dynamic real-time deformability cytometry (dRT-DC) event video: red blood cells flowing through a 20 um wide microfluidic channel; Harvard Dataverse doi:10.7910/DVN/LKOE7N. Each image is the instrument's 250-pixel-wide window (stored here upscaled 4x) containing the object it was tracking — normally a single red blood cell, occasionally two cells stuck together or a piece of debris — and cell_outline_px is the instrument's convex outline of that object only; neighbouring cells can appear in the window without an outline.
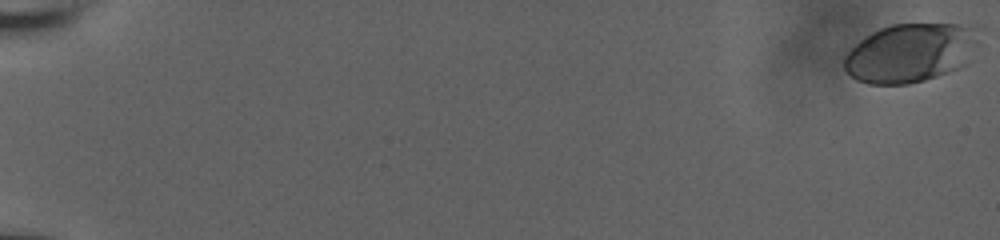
{"species": "human", "species_latin": "Homo sapiens", "temperature_condition": "room temperature", "stored_images_in_passage": 53, "camera_frame_rate_fps": 3000, "um_per_image_px": 0.085, "donor": {"sex": "male"}, "frame": {"image": 1, "passage_image": 1, "time_ms": 0.0, "image_size_px": [1000, 240], "cell_outline_px": [[984, 44], [944, 72], [936, 76], [924, 80], [908, 84], [868, 84], [856, 80], [844, 68], [844, 56], [864, 36], [880, 28], [892, 24], [960, 24], [980, 28]], "centroid_in_image_um": [77.39, 4.45], "position_along_channel_um": 7.6, "area_um2": 45.89}}
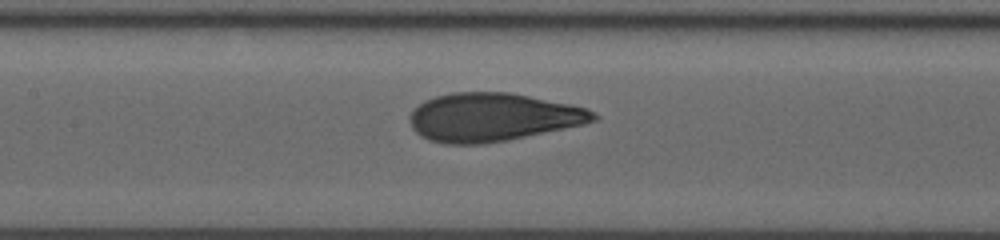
{"frame": {"image": 2, "passage_image": 31, "time_ms": 10.0, "image_size_px": [1000, 240], "cell_outline_px": [[600, 116], [596, 120], [584, 124], [508, 140], [484, 144], [444, 144], [428, 140], [420, 136], [412, 128], [408, 116], [424, 100], [436, 96], [452, 92], [508, 92], [568, 104], [584, 108]], "centroid_in_image_um": [41.82, 9.97], "position_along_channel_um": 165.6, "area_um2": 51.5}}
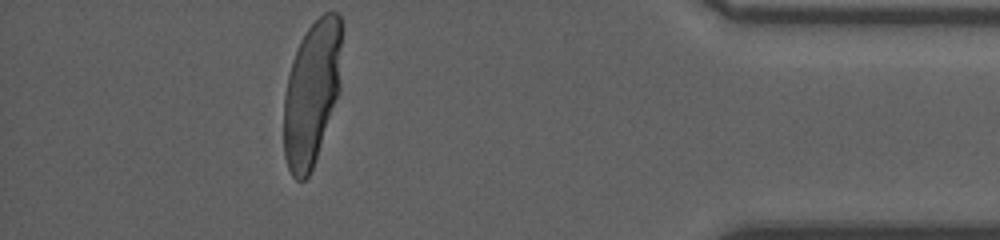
{"frame": {"image": 3, "passage_image": 53, "time_ms": 17.333, "image_size_px": [1000, 240], "cell_outline_px": [[344, 28], [340, 92], [312, 168], [308, 176], [304, 180], [296, 180], [292, 176], [288, 168], [284, 156], [284, 96], [288, 76], [292, 60], [300, 40], [304, 32], [324, 12], [336, 12], [340, 16]], "centroid_in_image_um": [26.54, 7.83], "position_along_channel_um": 408.7, "area_um2": 49.71}}